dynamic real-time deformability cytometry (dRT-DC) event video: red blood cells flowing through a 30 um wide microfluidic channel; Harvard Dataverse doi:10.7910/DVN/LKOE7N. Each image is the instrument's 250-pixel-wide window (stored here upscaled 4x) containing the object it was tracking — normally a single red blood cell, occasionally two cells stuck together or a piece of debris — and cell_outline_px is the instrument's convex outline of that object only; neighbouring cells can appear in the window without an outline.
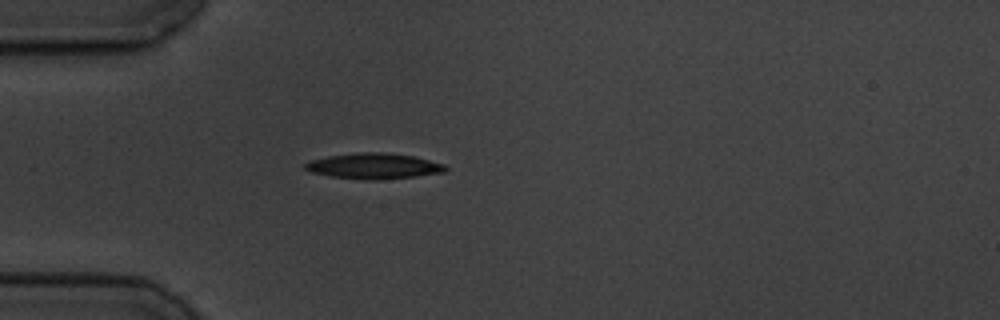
{"species": "common noctule bat (a hibernating species)", "species_latin": "Nyctalus noctula", "temperature_condition": "cold", "stored_images_in_passage": 1, "camera_frame_rate_fps": 3000, "um_per_image_px": 0.085, "animal": {"sex": "male", "body_mass_g": 19.5, "forearm_length_mm": 54.6}, "frame": {"image": 1, "passage_image": 1, "time_ms": 0.0, "image_size_px": [1000, 320], "cell_outline_px": [[448, 168], [444, 172], [416, 176], [376, 180], [364, 180], [332, 176], [312, 172], [304, 168], [304, 164], [312, 160], [328, 156], [356, 152], [384, 152], [412, 156], [444, 164]], "centroid_in_image_um": [31.77, 14.11], "position_along_channel_um": 53.2, "area_um2": 20.81}}